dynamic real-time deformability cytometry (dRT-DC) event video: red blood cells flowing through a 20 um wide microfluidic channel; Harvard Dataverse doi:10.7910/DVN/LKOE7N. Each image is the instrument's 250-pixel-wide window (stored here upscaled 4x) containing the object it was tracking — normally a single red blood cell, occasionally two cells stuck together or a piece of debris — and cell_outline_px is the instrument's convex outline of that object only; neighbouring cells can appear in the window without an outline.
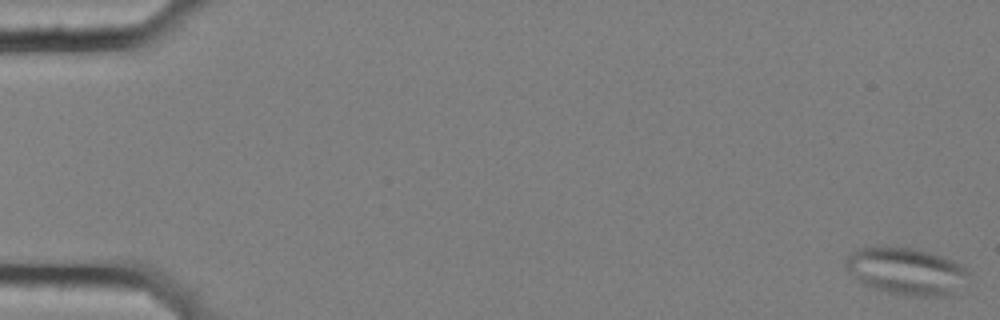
{"species": "common noctule bat (a hibernating species)", "species_latin": "Nyctalus noctula", "temperature_condition": "cold", "stored_images_in_passage": 58, "segment_of_instrument_passage": [1, 2], "camera_frame_rate_fps": 3000, "um_per_image_px": 0.085, "animal": {"sex": "female", "body_mass_g": 25.1}, "frame": {"image": 1, "passage_image": 1, "time_ms": 0.0, "image_size_px": [1000, 320], "cell_outline_px": [[972, 276], [956, 296], [908, 296], [888, 292], [872, 288], [860, 284], [844, 268], [844, 260], [852, 252], [860, 248], [912, 248], [928, 252], [952, 260], [960, 264]], "centroid_in_image_um": [77.07, 23.1], "position_along_channel_um": 7.9, "area_um2": 34.16}}
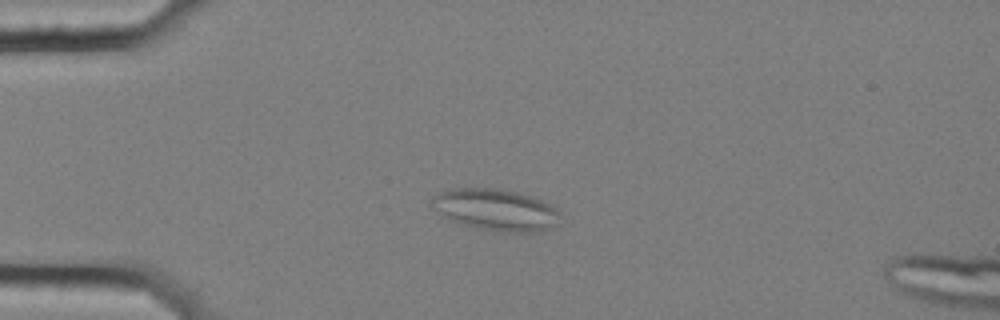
{"frame": {"image": 2, "passage_image": 15, "time_ms": 4.667, "image_size_px": [1000, 320], "cell_outline_px": [[560, 224], [552, 228], [536, 232], [504, 232], [464, 224], [448, 220], [432, 204], [432, 196], [440, 192], [456, 188], [500, 188], [532, 196], [556, 208], [560, 212]], "centroid_in_image_um": [42.21, 17.83], "position_along_channel_um": 42.8, "area_um2": 30.92}}